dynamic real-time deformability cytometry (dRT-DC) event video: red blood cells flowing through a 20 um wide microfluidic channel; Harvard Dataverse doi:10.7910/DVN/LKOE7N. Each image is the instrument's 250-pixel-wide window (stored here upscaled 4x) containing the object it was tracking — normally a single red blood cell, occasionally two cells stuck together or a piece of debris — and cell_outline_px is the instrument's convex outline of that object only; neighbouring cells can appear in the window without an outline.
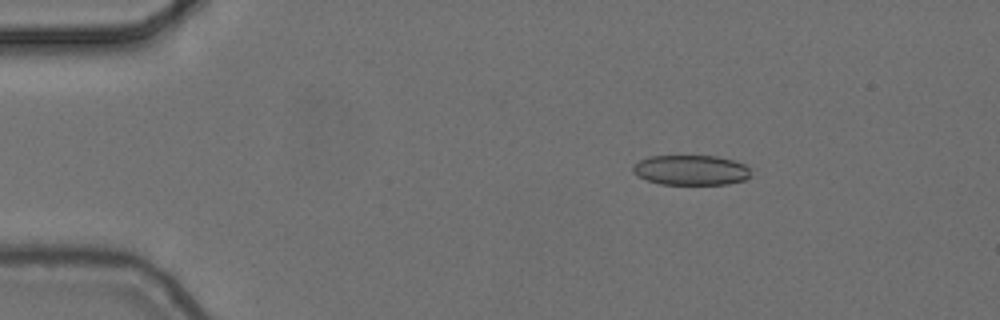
{"species": "common noctule bat (a hibernating species)", "species_latin": "Nyctalus noctula", "temperature_condition": "cold", "stored_images_in_passage": 5, "camera_frame_rate_fps": 3000, "um_per_image_px": 0.085, "animal": {"sex": "female", "body_mass_g": 24.6, "forearm_length_mm": 56.2}, "frame": {"image": 1, "passage_image": 3, "time_ms": 0.667, "image_size_px": [1000, 320], "cell_outline_px": [[748, 176], [744, 180], [728, 184], [660, 184], [648, 180], [632, 172], [632, 164], [648, 156], [716, 156], [732, 160], [744, 164], [748, 168]], "centroid_in_image_um": [58.68, 14.45], "position_along_channel_um": 26.3, "area_um2": 20.46}}